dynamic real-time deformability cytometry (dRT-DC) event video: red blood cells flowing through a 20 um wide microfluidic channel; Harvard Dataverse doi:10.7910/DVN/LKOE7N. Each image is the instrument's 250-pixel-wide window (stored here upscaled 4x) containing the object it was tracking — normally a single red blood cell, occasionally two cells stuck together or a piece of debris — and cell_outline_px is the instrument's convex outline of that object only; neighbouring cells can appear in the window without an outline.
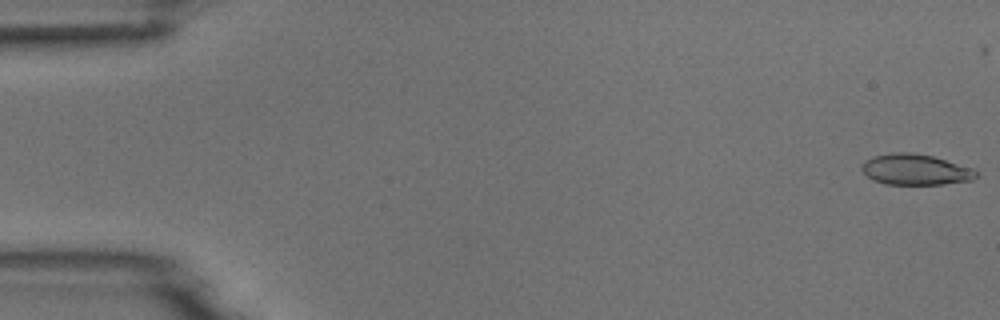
{"species": "common noctule bat (a hibernating species)", "species_latin": "Nyctalus noctula", "temperature_condition": "room temperature", "stored_images_in_passage": 5, "camera_frame_rate_fps": 3000, "um_per_image_px": 0.085, "animal": {"sex": "male", "body_mass_g": 18.8}, "frame": {"image": 1, "passage_image": 1, "time_ms": 0.0, "image_size_px": [1000, 320], "cell_outline_px": [[976, 176], [972, 180], [944, 184], [884, 184], [872, 180], [860, 168], [872, 156], [896, 152], [908, 152], [932, 156], [972, 168], [976, 172]], "centroid_in_image_um": [77.79, 14.42], "position_along_channel_um": 7.2, "area_um2": 20.23}}
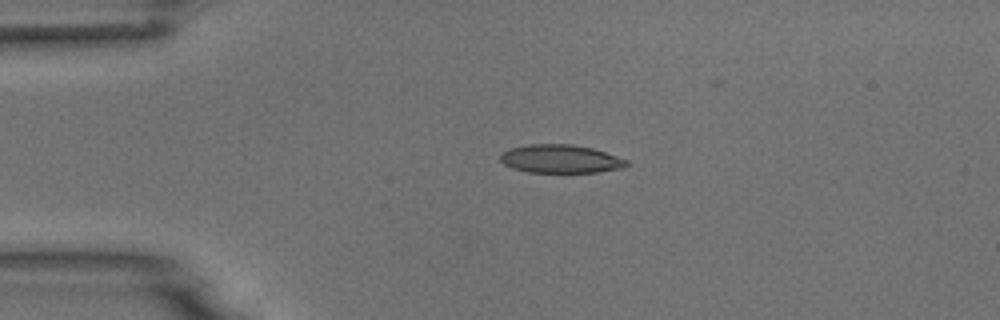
{"frame": {"image": 2, "passage_image": 4, "time_ms": 3.667, "image_size_px": [1000, 320], "cell_outline_px": [[628, 164], [624, 168], [596, 172], [528, 172], [512, 168], [504, 164], [500, 160], [500, 156], [508, 148], [528, 144], [572, 144], [592, 148], [628, 160]], "centroid_in_image_um": [47.63, 13.5], "position_along_channel_um": 37.4, "area_um2": 20.81}}